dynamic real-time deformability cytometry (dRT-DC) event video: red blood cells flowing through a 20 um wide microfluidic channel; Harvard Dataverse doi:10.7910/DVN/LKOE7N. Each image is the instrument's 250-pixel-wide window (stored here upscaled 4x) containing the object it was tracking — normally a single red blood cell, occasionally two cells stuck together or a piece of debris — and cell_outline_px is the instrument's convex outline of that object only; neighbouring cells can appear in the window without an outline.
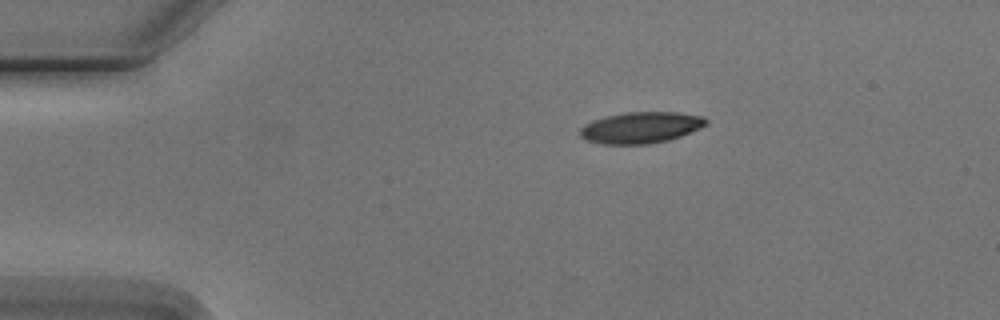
{"species": "Egyptian fruit bat (a non-hibernating species)", "species_latin": "Rousettus aegyptiacus", "temperature_condition": "cold", "stored_images_in_passage": 3, "camera_frame_rate_fps": 3000, "um_per_image_px": 0.085, "animal": {"sex": "male"}, "frame": {"image": 1, "passage_image": 1, "time_ms": 0.0, "image_size_px": [1000, 320], "cell_outline_px": [[708, 124], [700, 128], [680, 136], [668, 140], [648, 144], [600, 144], [584, 140], [580, 136], [580, 128], [584, 124], [592, 120], [604, 116], [624, 112], [680, 112], [704, 116], [708, 120]], "centroid_in_image_um": [54.45, 10.83], "position_along_channel_um": 30.5, "area_um2": 23.29}}